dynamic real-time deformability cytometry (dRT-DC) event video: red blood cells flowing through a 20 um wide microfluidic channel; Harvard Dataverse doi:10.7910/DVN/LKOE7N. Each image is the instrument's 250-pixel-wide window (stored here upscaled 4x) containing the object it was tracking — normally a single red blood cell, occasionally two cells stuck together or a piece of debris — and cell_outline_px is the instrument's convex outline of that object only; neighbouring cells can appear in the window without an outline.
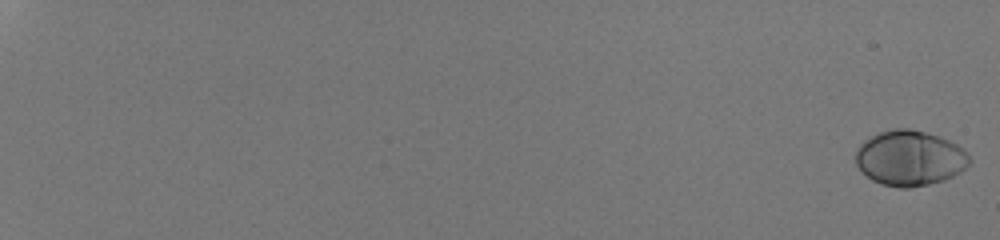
{"species": "human", "species_latin": "Homo sapiens", "temperature_condition": "room temperature", "stored_images_in_passage": 55, "camera_frame_rate_fps": 3000, "um_per_image_px": 0.085, "donor": {"sex": "male"}, "frame": {"image": 1, "passage_image": 1, "time_ms": 0.0, "image_size_px": [1000, 240], "cell_outline_px": [[972, 160], [960, 172], [944, 180], [928, 184], [908, 188], [900, 188], [880, 184], [872, 180], [856, 164], [856, 148], [864, 140], [880, 132], [892, 128], [908, 128], [924, 132], [948, 140], [956, 144]], "centroid_in_image_um": [77.3, 13.44], "position_along_channel_um": 7.7, "area_um2": 36.3}}
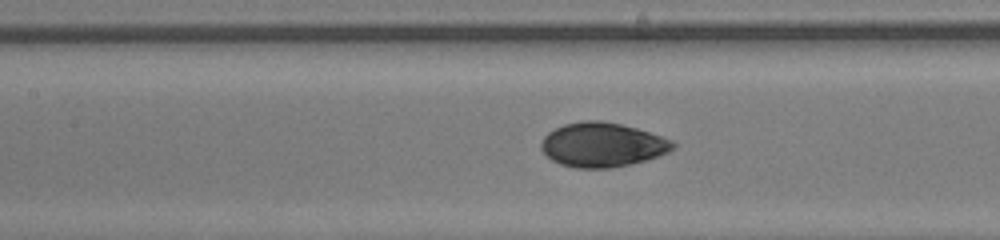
{"frame": {"image": 2, "passage_image": 32, "time_ms": 10.333, "image_size_px": [1000, 240], "cell_outline_px": [[676, 148], [668, 152], [632, 164], [612, 168], [576, 168], [560, 164], [552, 160], [540, 148], [540, 144], [544, 136], [548, 132], [564, 124], [580, 120], [600, 120], [620, 124], [636, 128], [672, 140], [676, 144]], "centroid_in_image_um": [51.18, 12.3], "position_along_channel_um": 156.2, "area_um2": 34.04}}
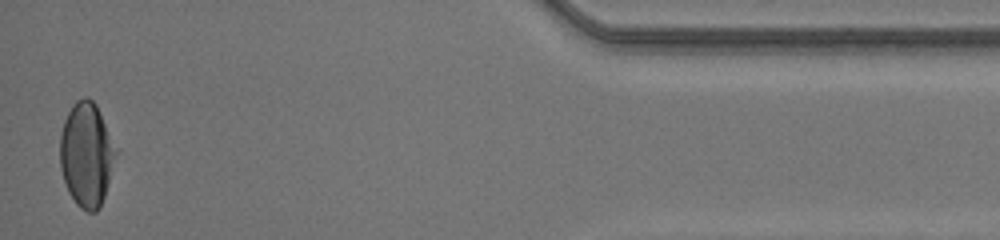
{"frame": {"image": 3, "passage_image": 55, "time_ms": 18.0, "image_size_px": [1000, 240], "cell_outline_px": [[116, 152], [104, 196], [100, 208], [96, 212], [88, 212], [80, 208], [76, 204], [68, 192], [60, 168], [60, 136], [64, 120], [72, 104], [76, 100], [84, 96], [88, 96], [96, 104]], "centroid_in_image_um": [7.3, 13.14], "position_along_channel_um": 427.9, "area_um2": 33.35}, "authors_computed_cell_mechanics": {"area_um2": 34.5066, "velocity_mm_per_s": 4.2164, "shape_relaxation_time_tau1_ms": 3.3581, "shape_relaxation_time_tau2_ms": null, "deformation_change_tau1": 0.1612, "deformation_change_tau2": null}}